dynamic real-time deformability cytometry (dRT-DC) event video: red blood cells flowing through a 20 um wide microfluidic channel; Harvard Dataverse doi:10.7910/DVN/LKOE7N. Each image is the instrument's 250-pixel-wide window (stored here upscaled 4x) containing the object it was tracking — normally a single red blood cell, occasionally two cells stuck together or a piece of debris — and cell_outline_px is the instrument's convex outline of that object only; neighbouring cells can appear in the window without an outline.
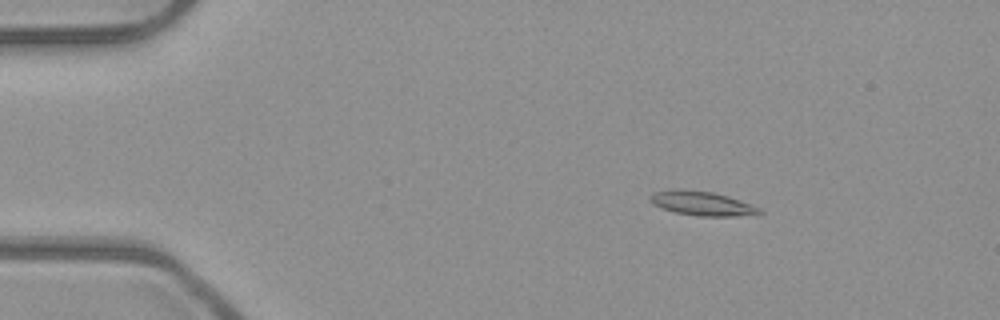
{"species": "common noctule bat (a hibernating species)", "species_latin": "Nyctalus noctula", "temperature_condition": "room temperature", "stored_images_in_passage": 5, "camera_frame_rate_fps": 3000, "um_per_image_px": 0.085, "animal": {"sex": "male", "body_mass_g": 23.1, "forearm_length_mm": 52.7}, "frame": {"image": 1, "passage_image": 2, "time_ms": 0.333, "image_size_px": [1000, 320], "cell_outline_px": [[764, 212], [756, 216], [700, 216], [676, 212], [652, 204], [648, 196], [652, 192], [676, 188], [680, 188], [712, 192], [728, 196], [752, 204], [760, 208]], "centroid_in_image_um": [59.71, 17.28], "position_along_channel_um": 25.3, "area_um2": 15.72}}